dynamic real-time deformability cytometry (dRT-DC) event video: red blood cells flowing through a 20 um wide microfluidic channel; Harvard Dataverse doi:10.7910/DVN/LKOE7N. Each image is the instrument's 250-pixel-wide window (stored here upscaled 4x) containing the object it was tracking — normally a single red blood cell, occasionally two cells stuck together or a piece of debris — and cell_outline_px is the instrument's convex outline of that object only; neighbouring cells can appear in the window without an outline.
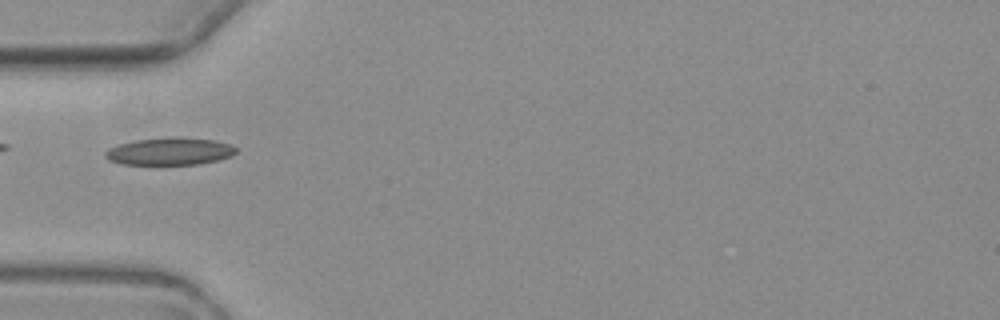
{"species": "common noctule bat (a hibernating species)", "species_latin": "Nyctalus noctula", "temperature_condition": "warm", "stored_images_in_passage": 1, "camera_frame_rate_fps": 3000, "um_per_image_px": 0.085, "animal": {"sex": "female", "body_mass_g": 19.3, "forearm_length_mm": 54.1}, "frame": {"image": 1, "passage_image": 1, "time_ms": 0.0, "image_size_px": [1000, 320], "cell_outline_px": [[236, 152], [232, 156], [216, 160], [196, 164], [120, 164], [108, 160], [104, 156], [104, 152], [108, 148], [120, 144], [136, 140], [212, 140], [228, 144], [236, 148]], "centroid_in_image_um": [14.35, 12.92], "position_along_channel_um": 70.6, "area_um2": 19.65}}